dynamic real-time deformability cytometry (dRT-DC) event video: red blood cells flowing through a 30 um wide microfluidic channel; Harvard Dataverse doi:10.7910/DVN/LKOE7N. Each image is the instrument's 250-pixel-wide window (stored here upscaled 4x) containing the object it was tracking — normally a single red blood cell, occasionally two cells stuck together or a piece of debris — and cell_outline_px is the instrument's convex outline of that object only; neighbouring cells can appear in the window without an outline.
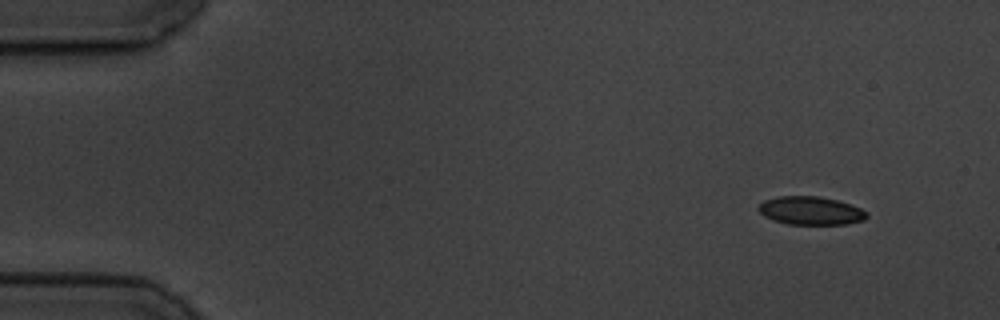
{"species": "common noctule bat (a hibernating species)", "species_latin": "Nyctalus noctula", "temperature_condition": "cold", "stored_images_in_passage": 5, "camera_frame_rate_fps": 3000, "um_per_image_px": 0.085, "animal": {"sex": "male", "body_mass_g": 19.5, "forearm_length_mm": 54.6}, "frame": {"image": 1, "passage_image": 1, "time_ms": 0.0, "image_size_px": [1000, 320], "cell_outline_px": [[868, 216], [864, 220], [844, 224], [788, 224], [772, 220], [764, 216], [756, 208], [764, 200], [776, 196], [820, 196], [836, 200], [860, 208], [868, 212]], "centroid_in_image_um": [68.88, 17.9], "position_along_channel_um": 16.1, "area_um2": 17.86}}
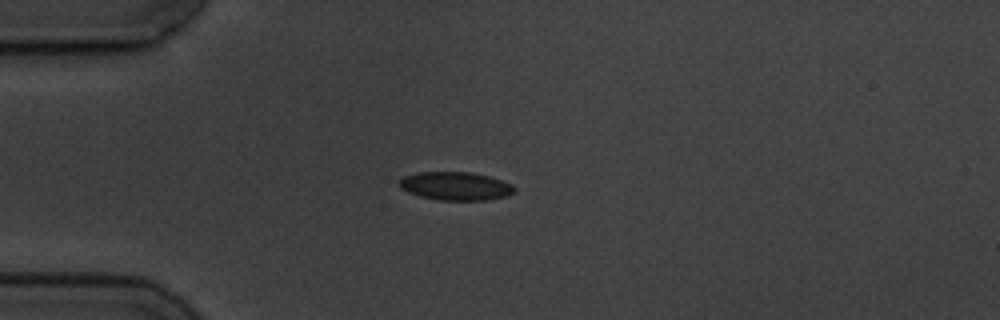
{"frame": {"image": 2, "passage_image": 4, "time_ms": 3.333, "image_size_px": [1000, 320], "cell_outline_px": [[516, 192], [508, 196], [484, 200], [440, 200], [420, 196], [408, 192], [400, 188], [396, 184], [404, 176], [416, 172], [472, 172], [488, 176], [512, 184], [516, 188]], "centroid_in_image_um": [38.72, 15.81], "position_along_channel_um": 46.3, "area_um2": 19.13}}